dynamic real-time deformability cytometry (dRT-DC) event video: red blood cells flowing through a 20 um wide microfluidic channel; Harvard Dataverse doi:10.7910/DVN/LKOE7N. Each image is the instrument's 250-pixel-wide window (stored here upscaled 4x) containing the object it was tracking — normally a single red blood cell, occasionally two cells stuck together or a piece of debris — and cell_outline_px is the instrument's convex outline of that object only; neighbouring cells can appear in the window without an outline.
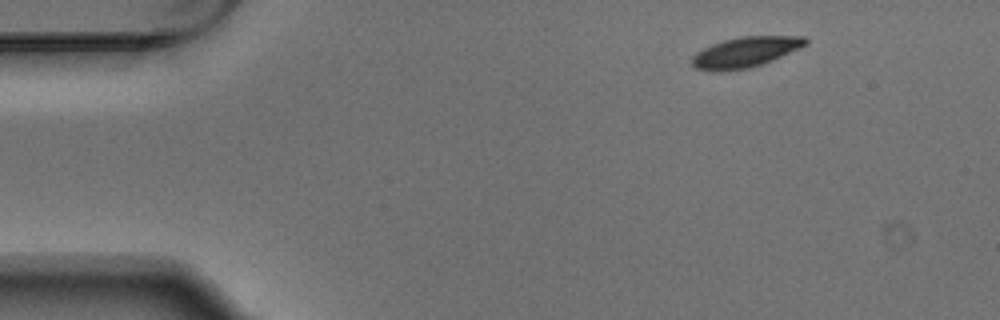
{"species": "Egyptian fruit bat (a non-hibernating species)", "species_latin": "Rousettus aegyptiacus", "temperature_condition": "warm", "stored_images_in_passage": 3, "camera_frame_rate_fps": 3000, "um_per_image_px": 0.085, "animal": {"sex": "male"}, "frame": {"image": 1, "passage_image": 1, "time_ms": 0.0, "image_size_px": [1000, 320], "cell_outline_px": [[808, 44], [800, 48], [772, 60], [748, 68], [720, 72], [696, 68], [692, 64], [692, 56], [696, 52], [712, 44], [724, 40], [740, 36], [804, 36], [808, 40]], "centroid_in_image_um": [63.36, 4.42], "position_along_channel_um": 21.6, "area_um2": 20.0}}